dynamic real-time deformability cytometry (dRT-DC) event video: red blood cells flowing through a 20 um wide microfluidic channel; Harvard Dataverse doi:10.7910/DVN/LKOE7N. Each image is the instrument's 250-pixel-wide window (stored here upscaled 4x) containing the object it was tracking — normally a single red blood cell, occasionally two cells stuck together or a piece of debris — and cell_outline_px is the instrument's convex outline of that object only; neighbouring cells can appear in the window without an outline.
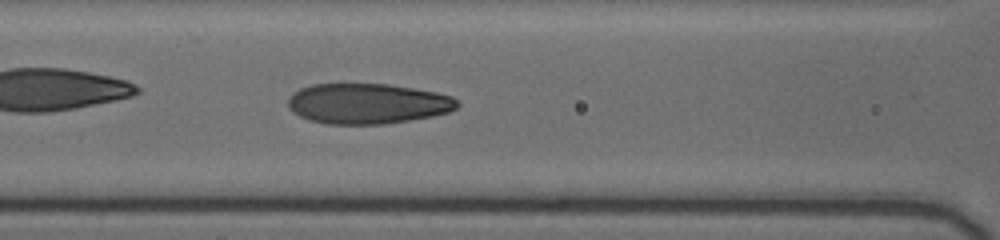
{"species": "human", "species_latin": "Homo sapiens", "temperature_condition": "cold", "stored_images_in_passage": 45, "camera_frame_rate_fps": 3000, "um_per_image_px": 0.085, "donor": {"sex": "female"}, "frame": {"image": 1, "passage_image": 45, "time_ms": 10.0, "image_size_px": [1000, 240], "cell_outline_px": [[460, 104], [456, 108], [448, 112], [432, 116], [384, 124], [328, 124], [308, 120], [292, 112], [288, 108], [288, 100], [292, 92], [300, 88], [312, 84], [388, 84], [436, 92], [452, 96]], "centroid_in_image_um": [31.21, 8.8], "position_along_channel_um": 135.4, "area_um2": 39.88}}